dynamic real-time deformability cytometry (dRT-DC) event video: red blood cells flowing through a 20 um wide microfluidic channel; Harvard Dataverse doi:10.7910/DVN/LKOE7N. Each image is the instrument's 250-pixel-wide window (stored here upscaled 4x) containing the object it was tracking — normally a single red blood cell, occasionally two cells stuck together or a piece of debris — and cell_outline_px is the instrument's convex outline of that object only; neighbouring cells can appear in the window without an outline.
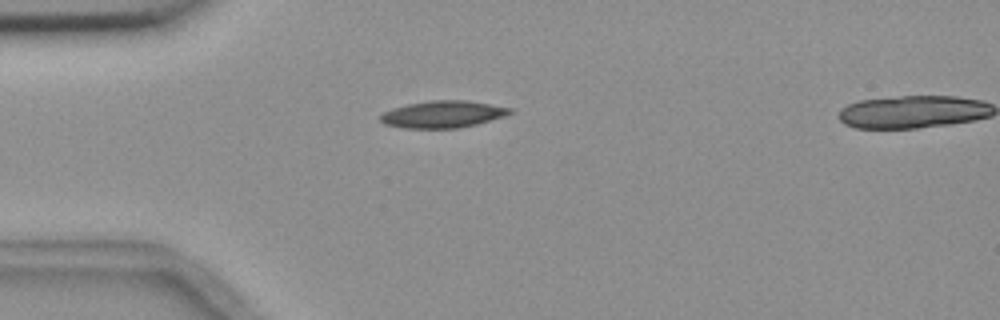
{"species": "common noctule bat (a hibernating species)", "species_latin": "Nyctalus noctula", "temperature_condition": "room temperature", "stored_images_in_passage": 2, "segment_of_instrument_passage": [1, 2], "camera_frame_rate_fps": 3000, "um_per_image_px": 0.085, "animal": {"sex": "female", "body_mass_g": 18.4}, "frame": {"image": 1, "passage_image": 1, "time_ms": 0.0, "image_size_px": [1000, 320], "cell_outline_px": [[512, 112], [504, 116], [476, 124], [456, 128], [404, 128], [384, 124], [380, 120], [380, 116], [384, 112], [392, 108], [408, 104], [432, 100], [464, 100], [512, 108]], "centroid_in_image_um": [37.61, 9.71], "position_along_channel_um": 47.4, "area_um2": 20.11}}